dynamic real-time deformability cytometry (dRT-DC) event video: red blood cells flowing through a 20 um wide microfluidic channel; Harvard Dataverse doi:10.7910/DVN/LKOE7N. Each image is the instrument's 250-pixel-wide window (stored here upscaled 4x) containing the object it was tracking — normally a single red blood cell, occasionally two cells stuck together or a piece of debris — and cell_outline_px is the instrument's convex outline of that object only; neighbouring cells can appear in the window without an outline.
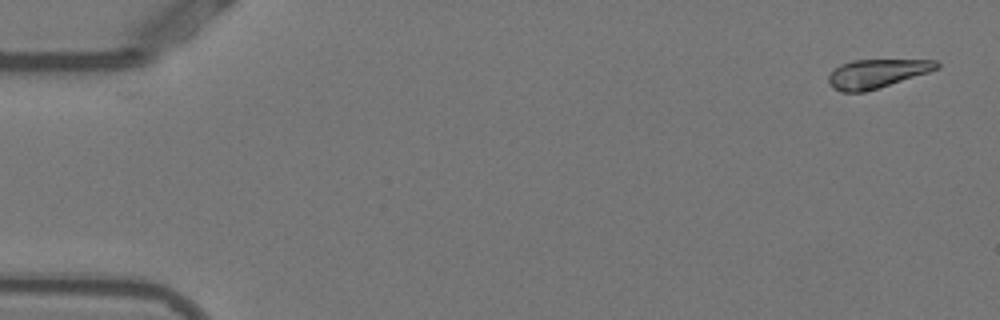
{"species": "Egyptian fruit bat (a non-hibernating species)", "species_latin": "Rousettus aegyptiacus", "temperature_condition": "warm", "stored_images_in_passage": 52, "camera_frame_rate_fps": 3000, "um_per_image_px": 0.085, "animal": {"sex": "female"}, "frame": {"image": 1, "passage_image": 1, "time_ms": 0.0, "image_size_px": [1000, 320], "cell_outline_px": [[940, 68], [928, 72], [864, 92], [840, 92], [832, 88], [828, 80], [828, 76], [840, 64], [852, 60], [936, 60], [940, 64]], "centroid_in_image_um": [74.5, 6.25], "position_along_channel_um": 10.5, "area_um2": 17.92}}
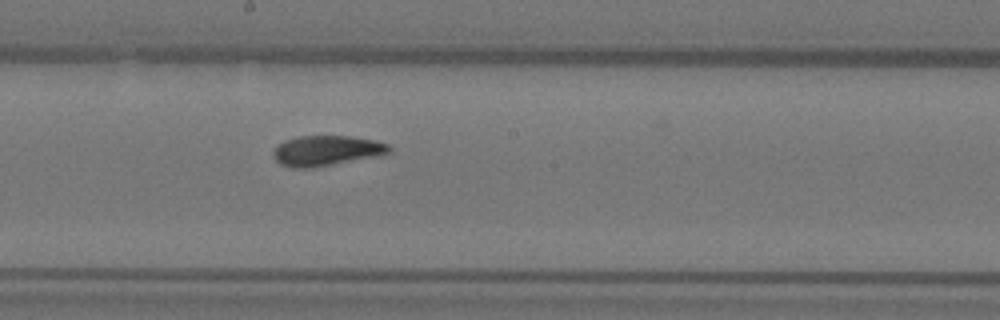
{"frame": {"image": 2, "passage_image": 28, "time_ms": 9.0, "image_size_px": [1000, 320], "cell_outline_px": [[392, 152], [380, 156], [312, 168], [292, 168], [280, 164], [272, 156], [272, 152], [284, 140], [296, 136], [348, 136], [372, 140], [388, 144], [392, 148]], "centroid_in_image_um": [27.76, 12.81], "position_along_channel_um": 220.4, "area_um2": 20.58}}
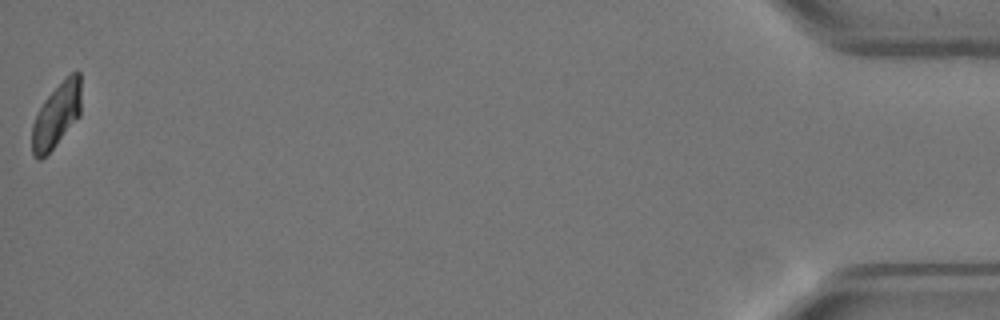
{"frame": {"image": 3, "passage_image": 52, "time_ms": 17.0, "image_size_px": [1000, 320], "cell_outline_px": [[80, 116], [52, 148], [40, 160], [36, 160], [32, 156], [32, 124], [44, 100], [76, 68], [80, 72]], "centroid_in_image_um": [4.8, 9.81], "position_along_channel_um": 430.4, "area_um2": 18.09}, "authors_computed_cell_mechanics": {"area_um2": 19.8832, "velocity_mm_per_s": 3.8267, "shape_relaxation_time_tau1_ms": 4.4612, "shape_relaxation_time_tau2_ms": 0.9678, "deformation_change_tau1": 0.1516, "deformation_change_tau2": 0.0337}}